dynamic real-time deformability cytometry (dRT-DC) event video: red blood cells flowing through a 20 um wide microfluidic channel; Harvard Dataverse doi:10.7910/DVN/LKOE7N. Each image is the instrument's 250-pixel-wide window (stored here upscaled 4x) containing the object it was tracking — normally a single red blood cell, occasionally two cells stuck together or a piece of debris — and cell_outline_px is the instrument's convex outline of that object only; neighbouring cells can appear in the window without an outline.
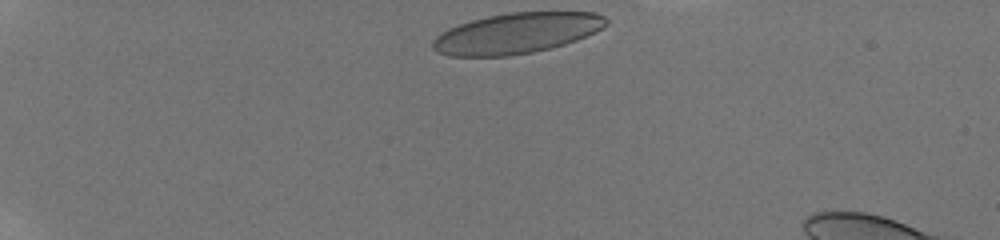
{"species": "human", "species_latin": "Homo sapiens", "temperature_condition": "room temperature", "stored_images_in_passage": 37, "camera_frame_rate_fps": 3000, "um_per_image_px": 0.085, "donor": {"sex": "male"}, "frame": {"image": 1, "passage_image": 1, "time_ms": 0.0, "image_size_px": [1000, 240], "cell_outline_px": [[608, 24], [596, 32], [576, 40], [564, 44], [532, 52], [508, 56], [448, 56], [436, 52], [432, 48], [432, 40], [440, 32], [448, 28], [472, 20], [488, 16], [508, 12], [596, 12], [604, 16], [608, 20]], "centroid_in_image_um": [43.89, 2.82], "position_along_channel_um": 41.1, "area_um2": 41.1}}
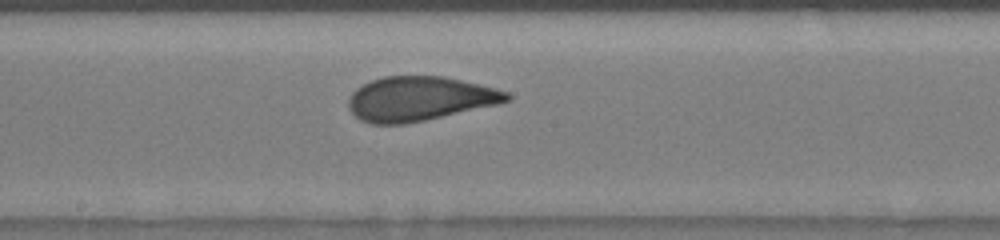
{"frame": {"image": 2, "passage_image": 20, "time_ms": 6.333, "image_size_px": [1000, 240], "cell_outline_px": [[512, 100], [500, 104], [424, 120], [404, 124], [372, 124], [360, 120], [348, 108], [348, 100], [352, 92], [356, 88], [372, 80], [384, 76], [444, 76], [480, 84], [496, 88], [508, 92], [512, 96]], "centroid_in_image_um": [35.68, 8.39], "position_along_channel_um": 212.5, "area_um2": 41.04}}
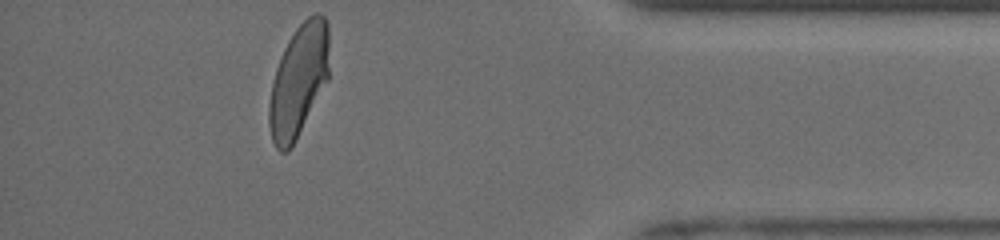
{"frame": {"image": 3, "passage_image": 37, "time_ms": 12.0, "image_size_px": [1000, 240], "cell_outline_px": [[328, 80], [292, 148], [288, 152], [280, 152], [276, 148], [272, 140], [268, 124], [268, 104], [272, 84], [276, 68], [284, 48], [288, 40], [296, 28], [308, 16], [316, 12], [320, 12], [324, 16], [328, 24]], "centroid_in_image_um": [25.37, 6.88], "position_along_channel_um": 409.8, "area_um2": 39.54}, "authors_computed_cell_mechanics": {"area_um2": 41.038, "velocity_mm_per_s": 3.932, "shape_relaxation_time_tau1_ms": 6.9583, "shape_relaxation_time_tau2_ms": 0.5683, "deformation_change_tau1": 0.2056, "deformation_change_tau2": 0.065}}